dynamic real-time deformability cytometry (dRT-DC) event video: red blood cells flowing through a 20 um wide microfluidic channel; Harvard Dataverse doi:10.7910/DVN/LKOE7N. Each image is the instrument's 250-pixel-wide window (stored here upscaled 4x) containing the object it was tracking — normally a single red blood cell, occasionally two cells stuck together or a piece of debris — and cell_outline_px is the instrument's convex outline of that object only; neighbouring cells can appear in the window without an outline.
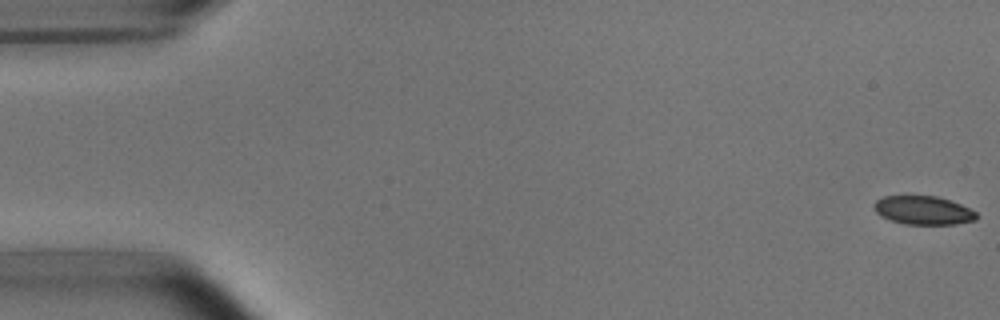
{"species": "common noctule bat (a hibernating species)", "species_latin": "Nyctalus noctula", "temperature_condition": "room temperature", "stored_images_in_passage": 53, "camera_frame_rate_fps": 3000, "um_per_image_px": 0.085, "animal": {"sex": "male", "body_mass_g": 15.6}, "frame": {"image": 1, "passage_image": 1, "time_ms": 0.0, "image_size_px": [1000, 320], "cell_outline_px": [[976, 220], [956, 224], [904, 224], [880, 216], [876, 212], [872, 204], [876, 200], [884, 196], [936, 196], [960, 204], [976, 212]], "centroid_in_image_um": [78.44, 17.88], "position_along_channel_um": 6.6, "area_um2": 16.94}}
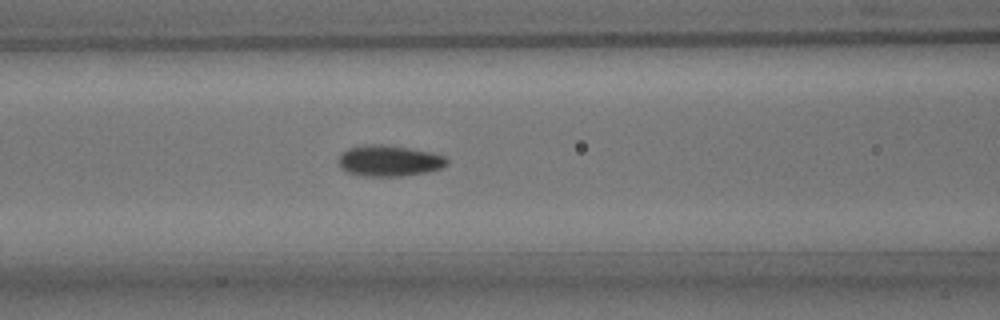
{"frame": {"image": 2, "passage_image": 22, "time_ms": 7.0, "image_size_px": [1000, 320], "cell_outline_px": [[448, 164], [440, 168], [428, 172], [404, 176], [364, 176], [348, 172], [340, 168], [340, 156], [348, 148], [364, 144], [380, 144], [408, 148], [428, 152], [444, 156], [448, 160]], "centroid_in_image_um": [33.08, 13.67], "position_along_channel_um": 133.5, "area_um2": 19.42}}
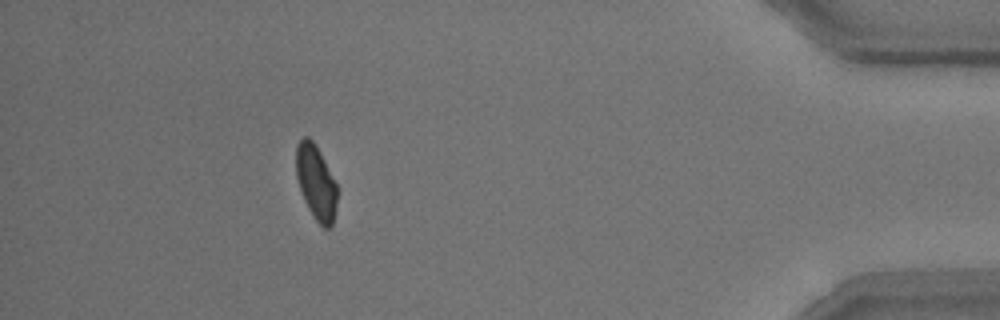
{"frame": {"image": 3, "passage_image": 48, "time_ms": 15.667, "image_size_px": [1000, 320], "cell_outline_px": [[340, 188], [332, 224], [328, 228], [324, 228], [312, 216], [304, 200], [296, 176], [296, 144], [304, 136], [308, 136], [316, 144]], "centroid_in_image_um": [26.89, 15.48], "position_along_channel_um": 408.3, "area_um2": 18.26}, "authors_computed_cell_mechanics": {"area_um2": 18.785, "velocity_mm_per_s": 3.8012, "shape_relaxation_time_tau1_ms": 4.0728, "shape_relaxation_time_tau2_ms": 1.6985, "deformation_change_tau1": 0.104, "deformation_change_tau2": 0.0377}}